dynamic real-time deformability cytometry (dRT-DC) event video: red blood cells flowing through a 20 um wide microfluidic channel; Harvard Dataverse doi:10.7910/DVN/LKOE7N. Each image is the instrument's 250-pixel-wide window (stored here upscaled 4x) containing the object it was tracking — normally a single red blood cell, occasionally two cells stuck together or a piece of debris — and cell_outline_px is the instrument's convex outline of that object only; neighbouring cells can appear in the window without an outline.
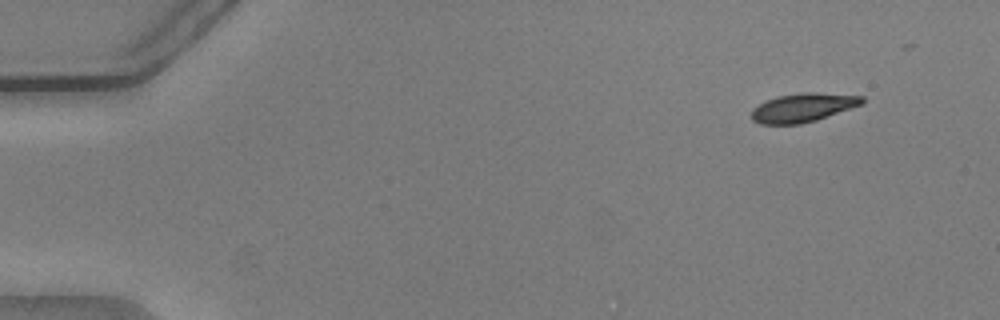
{"species": "common noctule bat (a hibernating species)", "species_latin": "Nyctalus noctula", "temperature_condition": "warm", "stored_images_in_passage": 37, "camera_frame_rate_fps": 3000, "um_per_image_px": 0.085, "animal": {"sex": "male", "body_mass_g": 20.5, "forearm_length_mm": 52.5}, "frame": {"image": 1, "passage_image": 1, "time_ms": 0.0, "image_size_px": [1000, 320], "cell_outline_px": [[864, 104], [816, 120], [800, 124], [760, 124], [752, 120], [752, 108], [776, 96], [804, 92], [816, 92], [864, 96]], "centroid_in_image_um": [68.28, 9.14], "position_along_channel_um": 16.7, "area_um2": 18.55}}
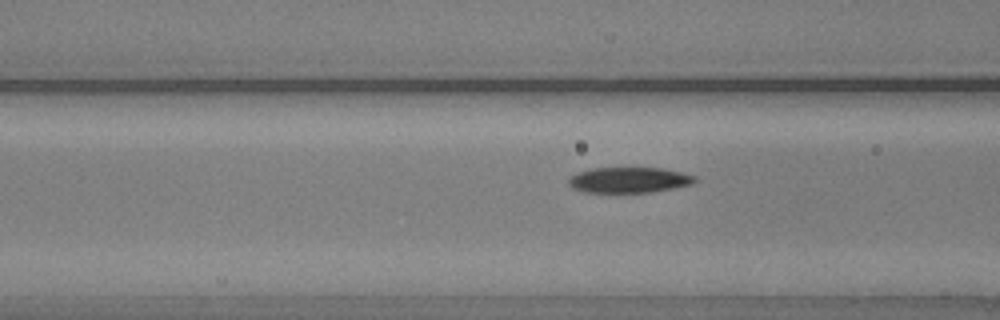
{"frame": {"image": 2, "passage_image": 18, "time_ms": 5.667, "image_size_px": [1000, 320], "cell_outline_px": [[700, 180], [692, 184], [672, 188], [648, 192], [584, 192], [572, 188], [568, 184], [568, 176], [576, 172], [592, 168], [664, 168], [696, 176]], "centroid_in_image_um": [53.44, 15.29], "position_along_channel_um": 113.2, "area_um2": 18.96}}
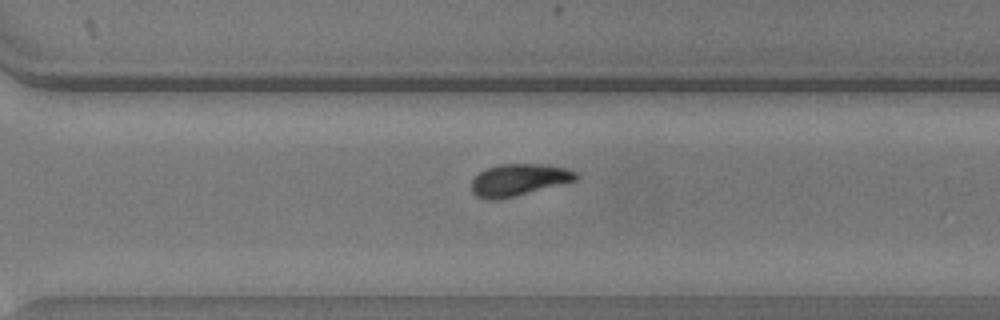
{"frame": {"image": 3, "passage_image": 35, "time_ms": 11.333, "image_size_px": [1000, 320], "cell_outline_px": [[576, 180], [516, 196], [496, 200], [488, 200], [476, 196], [472, 192], [472, 180], [480, 172], [488, 168], [500, 164], [548, 164], [564, 168], [576, 172]], "centroid_in_image_um": [44.06, 15.29], "position_along_channel_um": 326.5, "area_um2": 19.25}}